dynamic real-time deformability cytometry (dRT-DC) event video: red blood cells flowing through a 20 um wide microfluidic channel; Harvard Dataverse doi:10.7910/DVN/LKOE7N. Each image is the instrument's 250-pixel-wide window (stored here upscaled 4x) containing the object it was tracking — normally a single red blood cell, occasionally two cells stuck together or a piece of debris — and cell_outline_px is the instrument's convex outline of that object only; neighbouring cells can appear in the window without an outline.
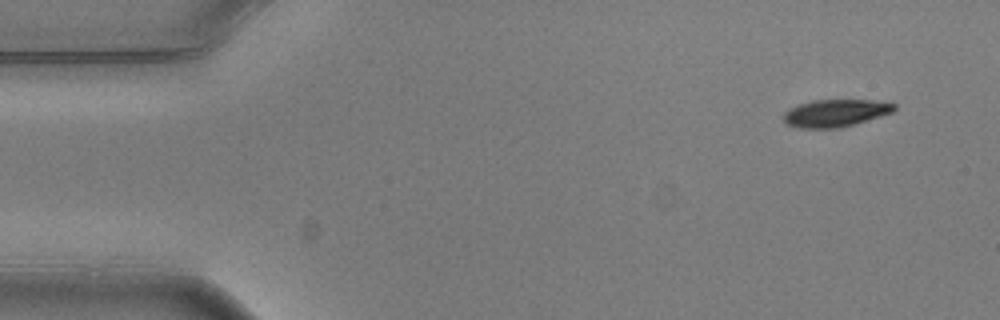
{"species": "common noctule bat (a hibernating species)", "species_latin": "Nyctalus noctula", "temperature_condition": "warm", "stored_images_in_passage": 7, "camera_frame_rate_fps": 3000, "um_per_image_px": 0.085, "animal": {"sex": "male", "body_mass_g": 20.5, "forearm_length_mm": 52.5}, "frame": {"image": 1, "passage_image": 1, "time_ms": 0.0, "image_size_px": [1000, 320], "cell_outline_px": [[896, 108], [892, 112], [880, 116], [840, 128], [796, 128], [784, 124], [784, 112], [800, 104], [812, 100], [872, 100], [896, 104]], "centroid_in_image_um": [70.98, 9.62], "position_along_channel_um": 14.0, "area_um2": 17.57}}
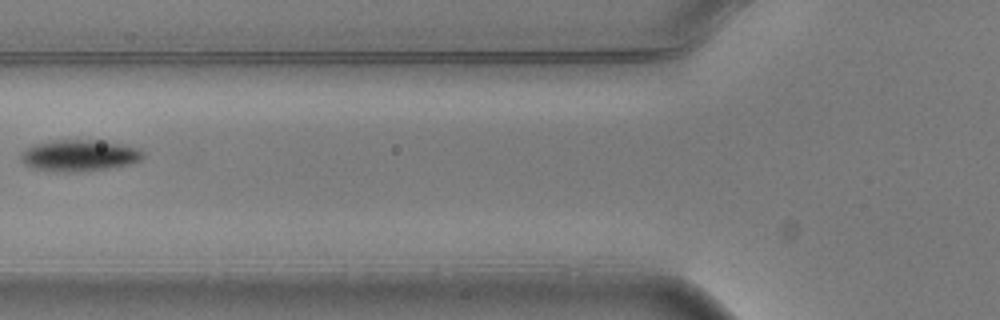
{"frame": {"image": 2, "passage_image": 6, "time_ms": 1.667, "image_size_px": [1000, 320], "cell_outline_px": [[144, 156], [140, 160], [128, 164], [108, 168], [76, 172], [64, 172], [32, 168], [24, 164], [20, 160], [20, 152], [32, 144], [52, 140], [104, 140], [140, 148], [144, 152]], "centroid_in_image_um": [6.72, 13.2], "position_along_channel_um": 119.1, "area_um2": 22.66}}
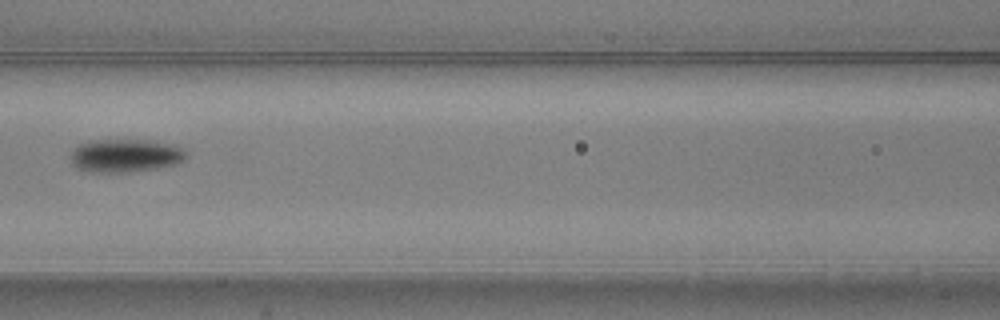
{"frame": {"image": 3, "passage_image": 7, "time_ms": 2.0, "image_size_px": [1000, 320], "cell_outline_px": [[188, 156], [180, 164], [160, 168], [124, 172], [92, 172], [76, 168], [72, 164], [68, 156], [72, 148], [76, 144], [88, 140], [148, 140], [172, 144], [180, 148]], "centroid_in_image_um": [10.59, 13.22], "position_along_channel_um": 156.0, "area_um2": 22.83}}